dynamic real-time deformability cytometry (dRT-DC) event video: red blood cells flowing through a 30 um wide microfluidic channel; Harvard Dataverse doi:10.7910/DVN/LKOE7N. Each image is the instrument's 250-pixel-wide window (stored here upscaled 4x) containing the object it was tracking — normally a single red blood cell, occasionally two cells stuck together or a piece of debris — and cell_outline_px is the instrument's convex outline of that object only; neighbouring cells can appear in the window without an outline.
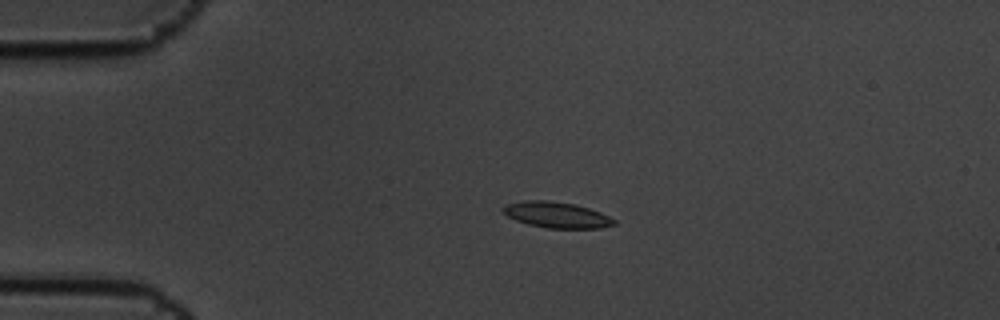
{"species": "common noctule bat (a hibernating species)", "species_latin": "Nyctalus noctula", "temperature_condition": "cold", "stored_images_in_passage": 3, "camera_frame_rate_fps": 3000, "um_per_image_px": 0.085, "animal": {"sex": "male", "body_mass_g": 19.5, "forearm_length_mm": 54.6}, "frame": {"image": 1, "passage_image": 2, "time_ms": 0.333, "image_size_px": [1000, 320], "cell_outline_px": [[616, 224], [600, 228], [548, 228], [528, 224], [516, 220], [508, 216], [500, 208], [504, 204], [524, 200], [548, 200], [576, 204], [600, 212], [616, 220]], "centroid_in_image_um": [47.29, 18.25], "position_along_channel_um": 37.7, "area_um2": 16.82}}